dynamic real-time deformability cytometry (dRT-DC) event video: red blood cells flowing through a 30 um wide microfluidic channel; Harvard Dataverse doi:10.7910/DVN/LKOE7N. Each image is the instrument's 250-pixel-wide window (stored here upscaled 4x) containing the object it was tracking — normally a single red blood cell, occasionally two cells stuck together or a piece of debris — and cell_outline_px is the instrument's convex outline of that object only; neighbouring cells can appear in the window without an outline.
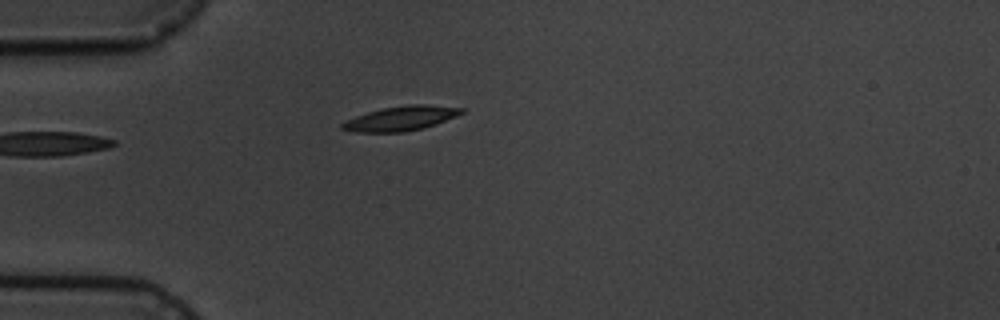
{"species": "common noctule bat (a hibernating species)", "species_latin": "Nyctalus noctula", "temperature_condition": "cold", "stored_images_in_passage": 1, "camera_frame_rate_fps": 3000, "um_per_image_px": 0.085, "animal": {"sex": "male", "body_mass_g": 19.5, "forearm_length_mm": 54.6}, "frame": {"image": 1, "passage_image": 1, "time_ms": 0.0, "image_size_px": [1000, 320], "cell_outline_px": [[464, 112], [456, 116], [436, 124], [424, 128], [404, 132], [356, 132], [340, 128], [340, 124], [356, 116], [368, 112], [384, 108], [408, 104], [424, 104], [464, 108]], "centroid_in_image_um": [34.1, 10.06], "position_along_channel_um": 50.9, "area_um2": 16.94}}